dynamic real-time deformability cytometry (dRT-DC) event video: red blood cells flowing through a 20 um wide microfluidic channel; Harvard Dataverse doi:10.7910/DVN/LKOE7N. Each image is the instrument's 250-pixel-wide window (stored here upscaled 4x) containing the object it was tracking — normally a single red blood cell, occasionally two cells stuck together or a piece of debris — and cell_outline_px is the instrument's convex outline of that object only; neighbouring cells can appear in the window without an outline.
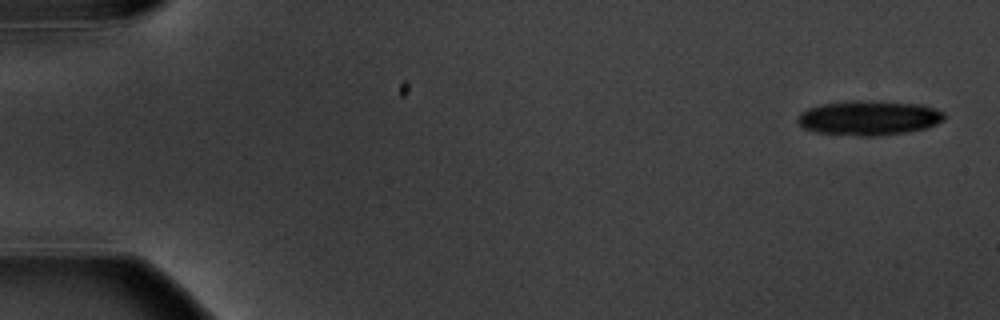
{"species": "common noctule bat (a hibernating species)", "species_latin": "Nyctalus noctula", "temperature_condition": "warm", "stored_images_in_passage": 9, "camera_frame_rate_fps": 3000, "um_per_image_px": 0.085, "animal": {"sex": "male", "body_mass_g": 20.1, "forearm_length_mm": 53.5}, "frame": {"image": 1, "passage_image": 1, "time_ms": 0.0, "image_size_px": [1000, 320], "cell_outline_px": [[944, 120], [936, 124], [924, 128], [908, 132], [876, 136], [860, 136], [816, 132], [804, 128], [796, 120], [796, 116], [800, 112], [808, 108], [820, 104], [852, 100], [868, 100], [920, 104], [936, 108], [944, 112]], "centroid_in_image_um": [73.84, 10.01], "position_along_channel_um": 11.2, "area_um2": 29.82}}
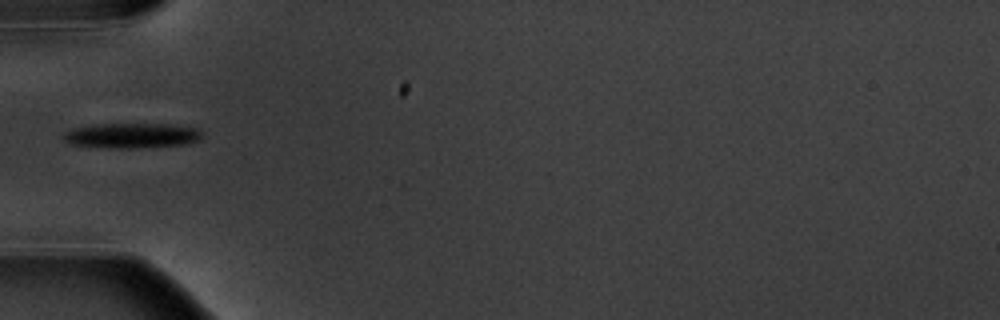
{"frame": {"image": 2, "passage_image": 6, "time_ms": 6.0, "image_size_px": [1000, 320], "cell_outline_px": [[204, 136], [200, 140], [184, 144], [132, 148], [116, 148], [72, 144], [64, 140], [64, 132], [72, 128], [96, 124], [168, 124], [200, 128], [204, 132]], "centroid_in_image_um": [11.27, 11.51], "position_along_channel_um": 73.7, "area_um2": 20.23}}
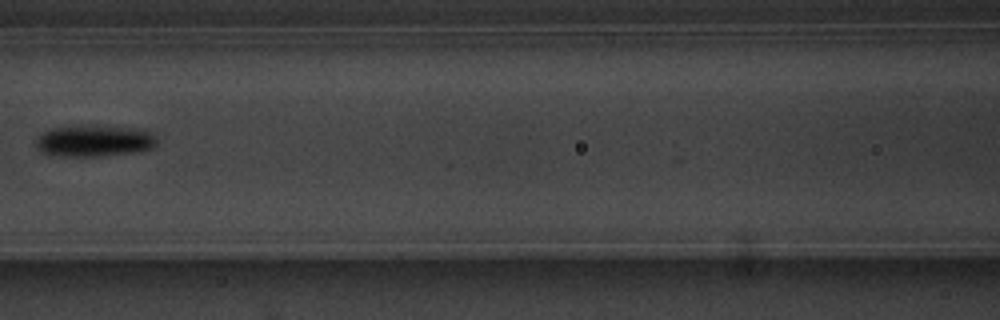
{"frame": {"image": 3, "passage_image": 8, "time_ms": 8.333, "image_size_px": [1000, 320], "cell_outline_px": [[156, 144], [152, 148], [140, 152], [96, 156], [68, 156], [44, 152], [36, 144], [36, 140], [44, 132], [52, 128], [92, 124], [144, 128], [152, 132], [156, 136]], "centroid_in_image_um": [8.14, 11.93], "position_along_channel_um": 158.5, "area_um2": 22.48}}